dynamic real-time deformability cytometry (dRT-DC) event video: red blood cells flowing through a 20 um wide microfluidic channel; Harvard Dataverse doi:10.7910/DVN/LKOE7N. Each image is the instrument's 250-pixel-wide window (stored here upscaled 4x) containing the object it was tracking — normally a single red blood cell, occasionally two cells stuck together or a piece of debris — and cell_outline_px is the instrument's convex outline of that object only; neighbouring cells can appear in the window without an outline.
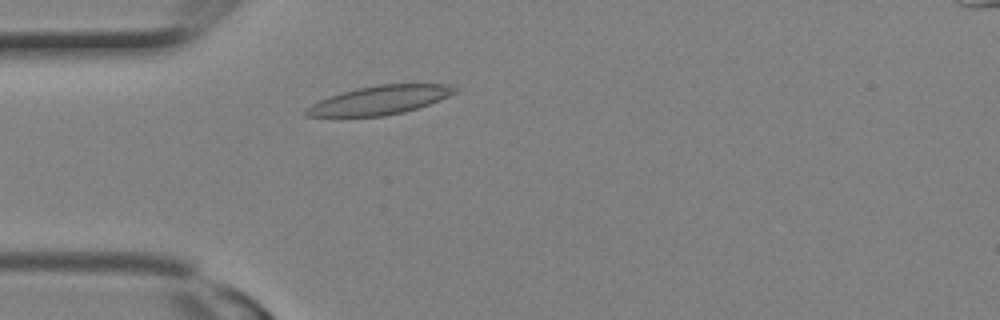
{"species": "Egyptian fruit bat (a non-hibernating species)", "species_latin": "Rousettus aegyptiacus", "temperature_condition": "room temperature", "stored_images_in_passage": 6, "camera_frame_rate_fps": 3000, "um_per_image_px": 0.085, "animal": {"sex": "female"}, "frame": {"image": 1, "passage_image": 4, "time_ms": 1.0, "image_size_px": [1000, 320], "cell_outline_px": [[460, 88], [456, 92], [448, 96], [428, 104], [404, 112], [384, 116], [304, 116], [304, 108], [328, 96], [360, 88], [380, 84], [452, 84]], "centroid_in_image_um": [32.29, 8.5], "position_along_channel_um": 52.7, "area_um2": 24.68}}
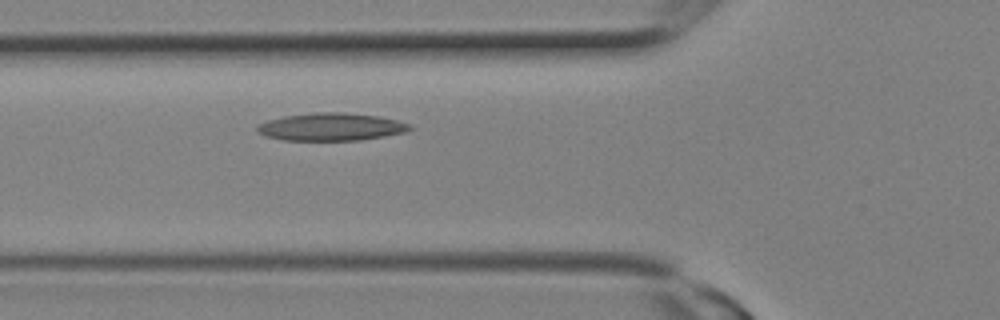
{"frame": {"image": 2, "passage_image": 6, "time_ms": 1.667, "image_size_px": [1000, 320], "cell_outline_px": [[412, 128], [408, 132], [360, 140], [284, 140], [268, 136], [256, 132], [256, 124], [268, 120], [284, 116], [316, 112], [340, 112], [376, 116], [396, 120], [412, 124]], "centroid_in_image_um": [28.14, 10.78], "position_along_channel_um": 97.7, "area_um2": 24.57}}